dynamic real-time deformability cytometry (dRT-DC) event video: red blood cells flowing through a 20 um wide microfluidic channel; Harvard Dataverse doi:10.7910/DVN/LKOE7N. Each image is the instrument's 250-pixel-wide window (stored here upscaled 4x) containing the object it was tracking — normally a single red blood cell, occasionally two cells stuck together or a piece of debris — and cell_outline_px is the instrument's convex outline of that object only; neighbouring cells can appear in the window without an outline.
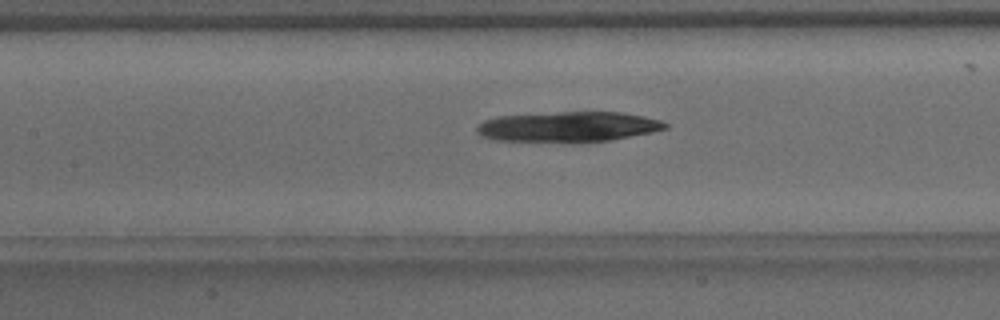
{"species": "common noctule bat (a hibernating species)", "species_latin": "Nyctalus noctula", "temperature_condition": "warm", "stored_images_in_passage": 35, "camera_frame_rate_fps": 3000, "um_per_image_px": 0.085, "animal": {"sex": "male", "body_mass_g": 15.6}, "frame": {"image": 1, "passage_image": 8, "time_ms": 2.333, "image_size_px": [1000, 320], "cell_outline_px": [[668, 128], [652, 132], [612, 140], [572, 144], [496, 140], [480, 136], [476, 132], [476, 128], [484, 120], [496, 116], [560, 112], [620, 112], [644, 116], [660, 120], [668, 124]], "centroid_in_image_um": [48.28, 10.8], "position_along_channel_um": 159.1, "area_um2": 34.04}}
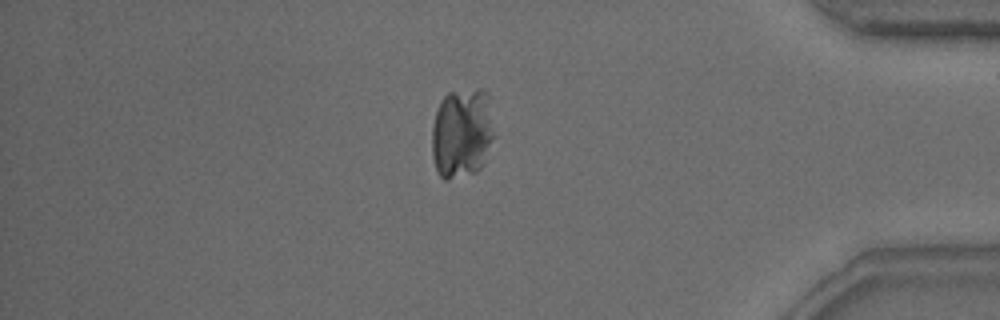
{"frame": {"image": 2, "passage_image": 27, "time_ms": 8.667, "image_size_px": [1000, 320], "cell_outline_px": [[496, 136], [484, 164], [476, 172], [448, 180], [444, 180], [440, 176], [436, 168], [432, 156], [432, 124], [440, 100], [448, 92], [480, 88], [488, 92]], "centroid_in_image_um": [39.3, 11.3], "position_along_channel_um": 395.9, "area_um2": 33.7}}